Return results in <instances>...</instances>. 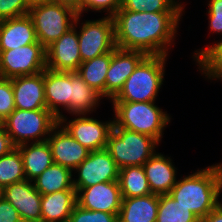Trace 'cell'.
<instances>
[{
    "label": "cell",
    "mask_w": 222,
    "mask_h": 222,
    "mask_svg": "<svg viewBox=\"0 0 222 222\" xmlns=\"http://www.w3.org/2000/svg\"><path fill=\"white\" fill-rule=\"evenodd\" d=\"M158 144L159 142L149 135L114 124L105 149L121 169L127 166H143L156 153Z\"/></svg>",
    "instance_id": "obj_6"
},
{
    "label": "cell",
    "mask_w": 222,
    "mask_h": 222,
    "mask_svg": "<svg viewBox=\"0 0 222 222\" xmlns=\"http://www.w3.org/2000/svg\"><path fill=\"white\" fill-rule=\"evenodd\" d=\"M3 195V188L0 186V199L2 198Z\"/></svg>",
    "instance_id": "obj_43"
},
{
    "label": "cell",
    "mask_w": 222,
    "mask_h": 222,
    "mask_svg": "<svg viewBox=\"0 0 222 222\" xmlns=\"http://www.w3.org/2000/svg\"><path fill=\"white\" fill-rule=\"evenodd\" d=\"M28 15L38 41L47 48L73 27L78 13L70 7L47 2L31 7Z\"/></svg>",
    "instance_id": "obj_7"
},
{
    "label": "cell",
    "mask_w": 222,
    "mask_h": 222,
    "mask_svg": "<svg viewBox=\"0 0 222 222\" xmlns=\"http://www.w3.org/2000/svg\"><path fill=\"white\" fill-rule=\"evenodd\" d=\"M222 163L198 169L177 180L169 195L200 220L219 204Z\"/></svg>",
    "instance_id": "obj_2"
},
{
    "label": "cell",
    "mask_w": 222,
    "mask_h": 222,
    "mask_svg": "<svg viewBox=\"0 0 222 222\" xmlns=\"http://www.w3.org/2000/svg\"><path fill=\"white\" fill-rule=\"evenodd\" d=\"M27 5L31 8L36 5L44 4L49 2V0H26Z\"/></svg>",
    "instance_id": "obj_41"
},
{
    "label": "cell",
    "mask_w": 222,
    "mask_h": 222,
    "mask_svg": "<svg viewBox=\"0 0 222 222\" xmlns=\"http://www.w3.org/2000/svg\"><path fill=\"white\" fill-rule=\"evenodd\" d=\"M39 42L32 18L25 16L0 21V51Z\"/></svg>",
    "instance_id": "obj_20"
},
{
    "label": "cell",
    "mask_w": 222,
    "mask_h": 222,
    "mask_svg": "<svg viewBox=\"0 0 222 222\" xmlns=\"http://www.w3.org/2000/svg\"><path fill=\"white\" fill-rule=\"evenodd\" d=\"M159 195L123 198L118 222H156Z\"/></svg>",
    "instance_id": "obj_22"
},
{
    "label": "cell",
    "mask_w": 222,
    "mask_h": 222,
    "mask_svg": "<svg viewBox=\"0 0 222 222\" xmlns=\"http://www.w3.org/2000/svg\"><path fill=\"white\" fill-rule=\"evenodd\" d=\"M49 2L70 7L80 14V0H49Z\"/></svg>",
    "instance_id": "obj_40"
},
{
    "label": "cell",
    "mask_w": 222,
    "mask_h": 222,
    "mask_svg": "<svg viewBox=\"0 0 222 222\" xmlns=\"http://www.w3.org/2000/svg\"><path fill=\"white\" fill-rule=\"evenodd\" d=\"M82 15L76 16L73 27L46 48V68L53 71L76 72L82 63L77 36V25Z\"/></svg>",
    "instance_id": "obj_12"
},
{
    "label": "cell",
    "mask_w": 222,
    "mask_h": 222,
    "mask_svg": "<svg viewBox=\"0 0 222 222\" xmlns=\"http://www.w3.org/2000/svg\"><path fill=\"white\" fill-rule=\"evenodd\" d=\"M76 204V190L41 195V222H68Z\"/></svg>",
    "instance_id": "obj_21"
},
{
    "label": "cell",
    "mask_w": 222,
    "mask_h": 222,
    "mask_svg": "<svg viewBox=\"0 0 222 222\" xmlns=\"http://www.w3.org/2000/svg\"><path fill=\"white\" fill-rule=\"evenodd\" d=\"M143 169L152 194H169L177 182V168L164 154L156 152L143 164Z\"/></svg>",
    "instance_id": "obj_19"
},
{
    "label": "cell",
    "mask_w": 222,
    "mask_h": 222,
    "mask_svg": "<svg viewBox=\"0 0 222 222\" xmlns=\"http://www.w3.org/2000/svg\"><path fill=\"white\" fill-rule=\"evenodd\" d=\"M73 171L53 163L42 174L32 180L34 188L41 194H52L62 190H76L73 184Z\"/></svg>",
    "instance_id": "obj_24"
},
{
    "label": "cell",
    "mask_w": 222,
    "mask_h": 222,
    "mask_svg": "<svg viewBox=\"0 0 222 222\" xmlns=\"http://www.w3.org/2000/svg\"><path fill=\"white\" fill-rule=\"evenodd\" d=\"M0 222H22L15 207L3 197L0 199Z\"/></svg>",
    "instance_id": "obj_37"
},
{
    "label": "cell",
    "mask_w": 222,
    "mask_h": 222,
    "mask_svg": "<svg viewBox=\"0 0 222 222\" xmlns=\"http://www.w3.org/2000/svg\"><path fill=\"white\" fill-rule=\"evenodd\" d=\"M76 117L67 121L66 116L63 115L59 119V123L89 151L105 149L113 129L114 120L104 122L88 117L87 114L76 115Z\"/></svg>",
    "instance_id": "obj_10"
},
{
    "label": "cell",
    "mask_w": 222,
    "mask_h": 222,
    "mask_svg": "<svg viewBox=\"0 0 222 222\" xmlns=\"http://www.w3.org/2000/svg\"><path fill=\"white\" fill-rule=\"evenodd\" d=\"M14 148L16 147L0 122V157L9 154Z\"/></svg>",
    "instance_id": "obj_38"
},
{
    "label": "cell",
    "mask_w": 222,
    "mask_h": 222,
    "mask_svg": "<svg viewBox=\"0 0 222 222\" xmlns=\"http://www.w3.org/2000/svg\"><path fill=\"white\" fill-rule=\"evenodd\" d=\"M29 9L26 0H0V21L25 16Z\"/></svg>",
    "instance_id": "obj_35"
},
{
    "label": "cell",
    "mask_w": 222,
    "mask_h": 222,
    "mask_svg": "<svg viewBox=\"0 0 222 222\" xmlns=\"http://www.w3.org/2000/svg\"><path fill=\"white\" fill-rule=\"evenodd\" d=\"M121 3L122 0H80V15L93 10V12H106L107 16L113 17L121 8Z\"/></svg>",
    "instance_id": "obj_34"
},
{
    "label": "cell",
    "mask_w": 222,
    "mask_h": 222,
    "mask_svg": "<svg viewBox=\"0 0 222 222\" xmlns=\"http://www.w3.org/2000/svg\"><path fill=\"white\" fill-rule=\"evenodd\" d=\"M77 31L82 62L112 52L117 46L113 17L86 20Z\"/></svg>",
    "instance_id": "obj_9"
},
{
    "label": "cell",
    "mask_w": 222,
    "mask_h": 222,
    "mask_svg": "<svg viewBox=\"0 0 222 222\" xmlns=\"http://www.w3.org/2000/svg\"><path fill=\"white\" fill-rule=\"evenodd\" d=\"M44 88L47 109L58 120L66 110L70 114V102L72 96L71 72L44 70ZM61 110V112H60Z\"/></svg>",
    "instance_id": "obj_17"
},
{
    "label": "cell",
    "mask_w": 222,
    "mask_h": 222,
    "mask_svg": "<svg viewBox=\"0 0 222 222\" xmlns=\"http://www.w3.org/2000/svg\"><path fill=\"white\" fill-rule=\"evenodd\" d=\"M2 197L15 207L22 222H41V194L32 181L23 180L5 186Z\"/></svg>",
    "instance_id": "obj_15"
},
{
    "label": "cell",
    "mask_w": 222,
    "mask_h": 222,
    "mask_svg": "<svg viewBox=\"0 0 222 222\" xmlns=\"http://www.w3.org/2000/svg\"><path fill=\"white\" fill-rule=\"evenodd\" d=\"M146 54L139 50L116 47L112 51L110 67L105 81V99L112 100L123 88L126 79L133 73Z\"/></svg>",
    "instance_id": "obj_16"
},
{
    "label": "cell",
    "mask_w": 222,
    "mask_h": 222,
    "mask_svg": "<svg viewBox=\"0 0 222 222\" xmlns=\"http://www.w3.org/2000/svg\"><path fill=\"white\" fill-rule=\"evenodd\" d=\"M72 96L70 102V114H91L99 107L103 98L98 92L91 88L77 72H71ZM95 108V109H94ZM90 112V113H89Z\"/></svg>",
    "instance_id": "obj_25"
},
{
    "label": "cell",
    "mask_w": 222,
    "mask_h": 222,
    "mask_svg": "<svg viewBox=\"0 0 222 222\" xmlns=\"http://www.w3.org/2000/svg\"><path fill=\"white\" fill-rule=\"evenodd\" d=\"M182 15L183 12L118 10L113 16L116 46L146 55L168 56Z\"/></svg>",
    "instance_id": "obj_1"
},
{
    "label": "cell",
    "mask_w": 222,
    "mask_h": 222,
    "mask_svg": "<svg viewBox=\"0 0 222 222\" xmlns=\"http://www.w3.org/2000/svg\"><path fill=\"white\" fill-rule=\"evenodd\" d=\"M122 199L118 181L98 183L76 193L77 205L80 207L115 215L119 214Z\"/></svg>",
    "instance_id": "obj_13"
},
{
    "label": "cell",
    "mask_w": 222,
    "mask_h": 222,
    "mask_svg": "<svg viewBox=\"0 0 222 222\" xmlns=\"http://www.w3.org/2000/svg\"><path fill=\"white\" fill-rule=\"evenodd\" d=\"M15 107L23 110L47 109L44 71L12 78Z\"/></svg>",
    "instance_id": "obj_18"
},
{
    "label": "cell",
    "mask_w": 222,
    "mask_h": 222,
    "mask_svg": "<svg viewBox=\"0 0 222 222\" xmlns=\"http://www.w3.org/2000/svg\"><path fill=\"white\" fill-rule=\"evenodd\" d=\"M166 55H146L111 101L154 102L164 82Z\"/></svg>",
    "instance_id": "obj_4"
},
{
    "label": "cell",
    "mask_w": 222,
    "mask_h": 222,
    "mask_svg": "<svg viewBox=\"0 0 222 222\" xmlns=\"http://www.w3.org/2000/svg\"><path fill=\"white\" fill-rule=\"evenodd\" d=\"M46 141L50 146L53 162L72 171L90 154L60 123L52 129Z\"/></svg>",
    "instance_id": "obj_14"
},
{
    "label": "cell",
    "mask_w": 222,
    "mask_h": 222,
    "mask_svg": "<svg viewBox=\"0 0 222 222\" xmlns=\"http://www.w3.org/2000/svg\"><path fill=\"white\" fill-rule=\"evenodd\" d=\"M209 29L216 34H222V0H210L208 3ZM222 40V39H221Z\"/></svg>",
    "instance_id": "obj_36"
},
{
    "label": "cell",
    "mask_w": 222,
    "mask_h": 222,
    "mask_svg": "<svg viewBox=\"0 0 222 222\" xmlns=\"http://www.w3.org/2000/svg\"><path fill=\"white\" fill-rule=\"evenodd\" d=\"M15 109L12 79L0 77V122H3Z\"/></svg>",
    "instance_id": "obj_33"
},
{
    "label": "cell",
    "mask_w": 222,
    "mask_h": 222,
    "mask_svg": "<svg viewBox=\"0 0 222 222\" xmlns=\"http://www.w3.org/2000/svg\"><path fill=\"white\" fill-rule=\"evenodd\" d=\"M119 167L106 149L90 151L89 156L73 171L78 178H73L76 193L85 187L102 182L118 181Z\"/></svg>",
    "instance_id": "obj_11"
},
{
    "label": "cell",
    "mask_w": 222,
    "mask_h": 222,
    "mask_svg": "<svg viewBox=\"0 0 222 222\" xmlns=\"http://www.w3.org/2000/svg\"><path fill=\"white\" fill-rule=\"evenodd\" d=\"M112 52L84 61L76 71L77 74L103 98H105V81L110 67Z\"/></svg>",
    "instance_id": "obj_26"
},
{
    "label": "cell",
    "mask_w": 222,
    "mask_h": 222,
    "mask_svg": "<svg viewBox=\"0 0 222 222\" xmlns=\"http://www.w3.org/2000/svg\"><path fill=\"white\" fill-rule=\"evenodd\" d=\"M193 56L200 72L205 74L208 80L222 81V40L196 50Z\"/></svg>",
    "instance_id": "obj_28"
},
{
    "label": "cell",
    "mask_w": 222,
    "mask_h": 222,
    "mask_svg": "<svg viewBox=\"0 0 222 222\" xmlns=\"http://www.w3.org/2000/svg\"><path fill=\"white\" fill-rule=\"evenodd\" d=\"M118 182L122 198L142 197L151 194L143 166L121 168Z\"/></svg>",
    "instance_id": "obj_27"
},
{
    "label": "cell",
    "mask_w": 222,
    "mask_h": 222,
    "mask_svg": "<svg viewBox=\"0 0 222 222\" xmlns=\"http://www.w3.org/2000/svg\"><path fill=\"white\" fill-rule=\"evenodd\" d=\"M114 124L155 138L159 143L171 117L154 102L111 101Z\"/></svg>",
    "instance_id": "obj_3"
},
{
    "label": "cell",
    "mask_w": 222,
    "mask_h": 222,
    "mask_svg": "<svg viewBox=\"0 0 222 222\" xmlns=\"http://www.w3.org/2000/svg\"><path fill=\"white\" fill-rule=\"evenodd\" d=\"M222 193V182H221V185H220V194ZM219 204L222 206V200L219 201Z\"/></svg>",
    "instance_id": "obj_42"
},
{
    "label": "cell",
    "mask_w": 222,
    "mask_h": 222,
    "mask_svg": "<svg viewBox=\"0 0 222 222\" xmlns=\"http://www.w3.org/2000/svg\"><path fill=\"white\" fill-rule=\"evenodd\" d=\"M68 222H118V215L88 210L76 204Z\"/></svg>",
    "instance_id": "obj_32"
},
{
    "label": "cell",
    "mask_w": 222,
    "mask_h": 222,
    "mask_svg": "<svg viewBox=\"0 0 222 222\" xmlns=\"http://www.w3.org/2000/svg\"><path fill=\"white\" fill-rule=\"evenodd\" d=\"M201 222H222V206L218 204Z\"/></svg>",
    "instance_id": "obj_39"
},
{
    "label": "cell",
    "mask_w": 222,
    "mask_h": 222,
    "mask_svg": "<svg viewBox=\"0 0 222 222\" xmlns=\"http://www.w3.org/2000/svg\"><path fill=\"white\" fill-rule=\"evenodd\" d=\"M58 123V118L48 109L23 110L16 108L2 122V125L13 145L17 147L26 143L45 142Z\"/></svg>",
    "instance_id": "obj_5"
},
{
    "label": "cell",
    "mask_w": 222,
    "mask_h": 222,
    "mask_svg": "<svg viewBox=\"0 0 222 222\" xmlns=\"http://www.w3.org/2000/svg\"><path fill=\"white\" fill-rule=\"evenodd\" d=\"M185 5L179 0H122L119 10L134 12H184Z\"/></svg>",
    "instance_id": "obj_31"
},
{
    "label": "cell",
    "mask_w": 222,
    "mask_h": 222,
    "mask_svg": "<svg viewBox=\"0 0 222 222\" xmlns=\"http://www.w3.org/2000/svg\"><path fill=\"white\" fill-rule=\"evenodd\" d=\"M16 148L22 155L26 180L32 181L54 163L47 141L26 143Z\"/></svg>",
    "instance_id": "obj_23"
},
{
    "label": "cell",
    "mask_w": 222,
    "mask_h": 222,
    "mask_svg": "<svg viewBox=\"0 0 222 222\" xmlns=\"http://www.w3.org/2000/svg\"><path fill=\"white\" fill-rule=\"evenodd\" d=\"M156 222H201V220L190 209L166 194L159 195Z\"/></svg>",
    "instance_id": "obj_29"
},
{
    "label": "cell",
    "mask_w": 222,
    "mask_h": 222,
    "mask_svg": "<svg viewBox=\"0 0 222 222\" xmlns=\"http://www.w3.org/2000/svg\"><path fill=\"white\" fill-rule=\"evenodd\" d=\"M26 180L23 159L20 151L14 148L9 154L0 157V186Z\"/></svg>",
    "instance_id": "obj_30"
},
{
    "label": "cell",
    "mask_w": 222,
    "mask_h": 222,
    "mask_svg": "<svg viewBox=\"0 0 222 222\" xmlns=\"http://www.w3.org/2000/svg\"><path fill=\"white\" fill-rule=\"evenodd\" d=\"M46 69V48L35 42L15 49L0 51V77L12 79L35 75Z\"/></svg>",
    "instance_id": "obj_8"
}]
</instances>
